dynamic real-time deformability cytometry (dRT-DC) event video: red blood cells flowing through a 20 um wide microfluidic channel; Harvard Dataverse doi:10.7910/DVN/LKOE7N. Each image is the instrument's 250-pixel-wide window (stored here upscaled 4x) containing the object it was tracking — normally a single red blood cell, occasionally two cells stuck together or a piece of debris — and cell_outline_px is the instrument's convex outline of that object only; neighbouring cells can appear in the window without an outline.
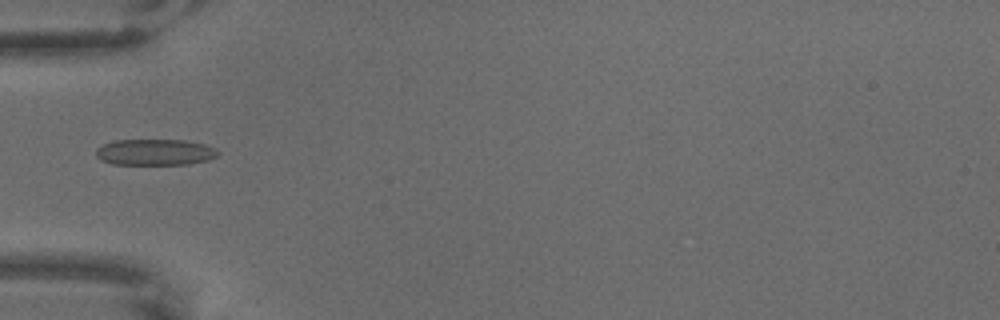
{"species": "common noctule bat (a hibernating species)", "species_latin": "Nyctalus noctula", "temperature_condition": "warm", "stored_images_in_passage": 8, "camera_frame_rate_fps": 3000, "um_per_image_px": 0.085, "animal": {"sex": "male", "body_mass_g": 18.8}, "frame": {"image": 1, "passage_image": 5, "time_ms": 1.333, "image_size_px": [1000, 320], "cell_outline_px": [[220, 152], [216, 156], [208, 160], [188, 164], [112, 164], [100, 160], [96, 156], [96, 148], [112, 140], [184, 140], [204, 144], [216, 148]], "centroid_in_image_um": [13.16, 12.93], "position_along_channel_um": 71.8, "area_um2": 18.67}}
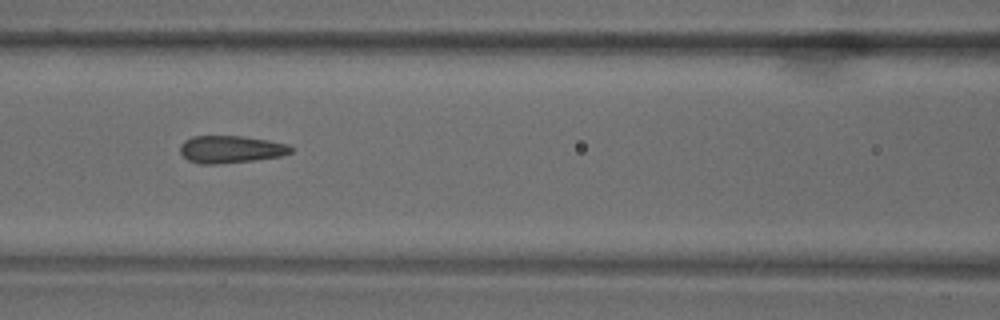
{"frame": {"image": 2, "passage_image": 7, "time_ms": 2.0, "image_size_px": [1000, 320], "cell_outline_px": [[296, 148], [292, 152], [280, 156], [252, 160], [216, 164], [200, 164], [188, 160], [180, 152], [180, 144], [184, 140], [192, 136], [244, 136], [268, 140], [288, 144]], "centroid_in_image_um": [19.62, 12.68], "position_along_channel_um": 147.0, "area_um2": 17.74}}
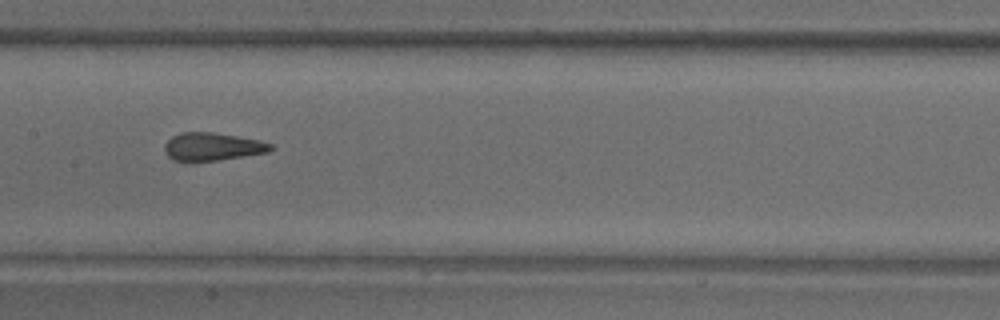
{"frame": {"image": 3, "passage_image": 8, "time_ms": 2.333, "image_size_px": [1000, 320], "cell_outline_px": [[276, 148], [268, 152], [192, 164], [172, 160], [168, 156], [164, 148], [164, 144], [172, 136], [180, 132], [212, 132], [236, 136], [256, 140], [272, 144]], "centroid_in_image_um": [17.99, 12.5], "position_along_channel_um": 189.4, "area_um2": 17.63}}